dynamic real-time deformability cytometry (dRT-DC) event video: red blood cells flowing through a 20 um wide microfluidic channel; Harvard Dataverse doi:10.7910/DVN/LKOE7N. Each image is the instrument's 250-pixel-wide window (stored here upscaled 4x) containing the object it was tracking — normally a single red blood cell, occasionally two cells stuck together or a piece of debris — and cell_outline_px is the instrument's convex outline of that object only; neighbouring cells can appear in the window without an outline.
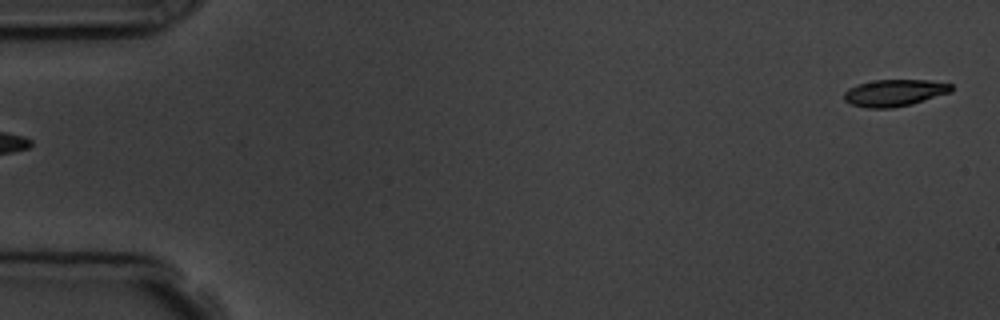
{"species": "common noctule bat (a hibernating species)", "species_latin": "Nyctalus noctula", "temperature_condition": "room temperature", "stored_images_in_passage": 5, "segment_of_instrument_passage": [2, 2], "camera_frame_rate_fps": 3000, "um_per_image_px": 0.085, "animal": {"sex": "male", "body_mass_g": 19.5, "forearm_length_mm": 54.6}, "frame": {"image": 1, "passage_image": 5, "time_ms": 5.333, "image_size_px": [1000, 320], "cell_outline_px": [[952, 92], [912, 104], [892, 108], [868, 108], [852, 104], [844, 100], [844, 92], [848, 88], [856, 84], [876, 80], [928, 80], [952, 84]], "centroid_in_image_um": [76.03, 7.89], "position_along_channel_um": 9.0, "area_um2": 16.82}}